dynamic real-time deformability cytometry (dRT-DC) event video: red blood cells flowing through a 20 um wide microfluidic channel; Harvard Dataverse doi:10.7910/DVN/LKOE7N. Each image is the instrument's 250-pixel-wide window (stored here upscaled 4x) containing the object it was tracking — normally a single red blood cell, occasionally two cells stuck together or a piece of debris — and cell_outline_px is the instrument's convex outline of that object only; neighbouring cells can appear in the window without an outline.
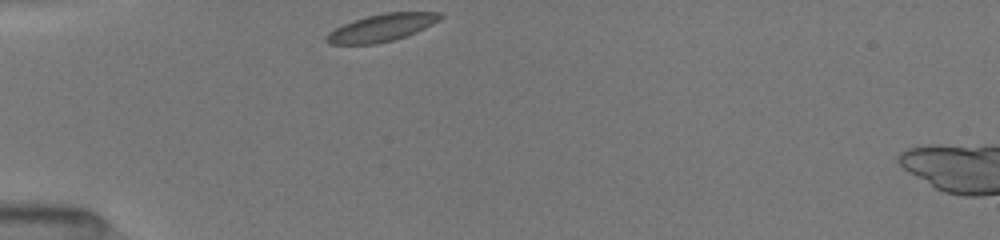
{"species": "common noctule bat (a hibernating species)", "species_latin": "Nyctalus noctula", "temperature_condition": "room temperature", "stored_images_in_passage": 8, "camera_frame_rate_fps": 3000, "um_per_image_px": 0.085, "animal": {"sex": "female", "body_mass_g": 19.5, "forearm_length_mm": 54.1}, "frame": {"image": 1, "passage_image": 1, "time_ms": 0.0, "image_size_px": [1000, 240], "cell_outline_px": [[444, 16], [440, 20], [424, 28], [404, 36], [392, 40], [376, 44], [332, 44], [324, 40], [328, 32], [352, 20], [384, 12], [444, 12]], "centroid_in_image_um": [32.45, 2.34], "position_along_channel_um": 52.6, "area_um2": 18.03}}
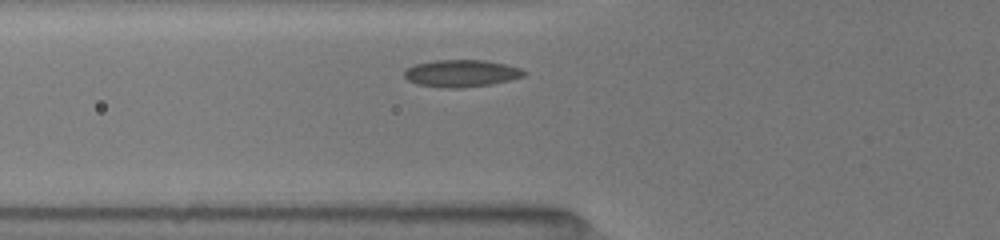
{"frame": {"image": 2, "passage_image": 5, "time_ms": 1.333, "image_size_px": [1000, 240], "cell_outline_px": [[528, 72], [524, 76], [492, 84], [464, 88], [440, 88], [416, 84], [408, 80], [404, 76], [404, 72], [408, 68], [416, 64], [436, 60], [484, 60], [504, 64], [520, 68]], "centroid_in_image_um": [39.21, 6.24], "position_along_channel_um": 86.6, "area_um2": 18.96}}